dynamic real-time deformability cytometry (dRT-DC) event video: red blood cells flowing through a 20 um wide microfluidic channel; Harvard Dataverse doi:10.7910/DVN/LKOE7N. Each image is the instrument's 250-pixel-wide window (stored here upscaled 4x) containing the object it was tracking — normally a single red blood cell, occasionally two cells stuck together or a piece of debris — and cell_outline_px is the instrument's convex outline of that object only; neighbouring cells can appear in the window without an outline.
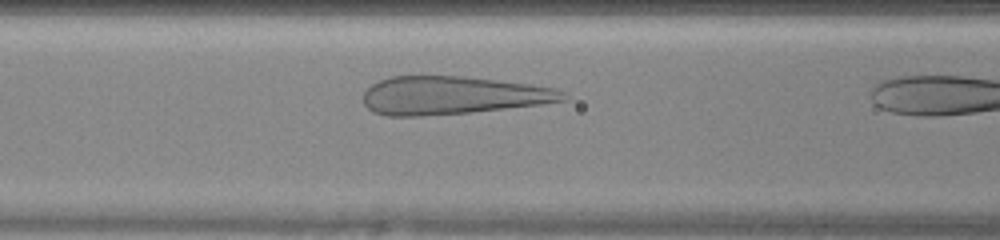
{"species": "human", "species_latin": "Homo sapiens", "temperature_condition": "warm", "stored_images_in_passage": 8, "camera_frame_rate_fps": 3000, "um_per_image_px": 0.085, "donor": {"sex": "female"}, "frame": {"image": 1, "passage_image": 7, "time_ms": 2.0, "image_size_px": [1000, 240], "cell_outline_px": [[568, 100], [540, 104], [468, 112], [420, 116], [384, 116], [372, 112], [364, 104], [364, 92], [372, 84], [388, 76], [460, 76], [496, 80], [528, 84], [556, 88], [564, 92], [568, 96]], "centroid_in_image_um": [38.43, 8.11], "position_along_channel_um": 128.2, "area_um2": 44.22}}